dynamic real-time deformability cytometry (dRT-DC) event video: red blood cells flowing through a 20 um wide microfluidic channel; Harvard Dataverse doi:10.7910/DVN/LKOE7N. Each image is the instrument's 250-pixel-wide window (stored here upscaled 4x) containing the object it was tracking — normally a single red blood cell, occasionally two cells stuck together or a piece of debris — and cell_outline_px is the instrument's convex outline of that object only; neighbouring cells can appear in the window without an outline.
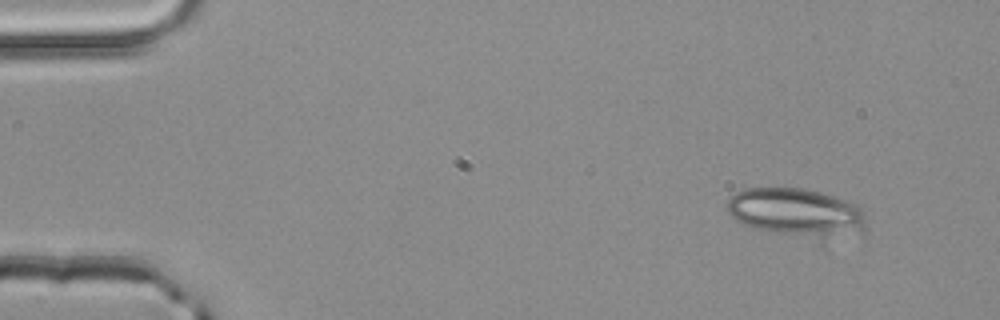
{"species": "common noctule bat (a hibernating species)", "species_latin": "Nyctalus noctula", "temperature_condition": "room temperature", "stored_images_in_passage": 4, "camera_frame_rate_fps": 3000, "um_per_image_px": 0.085, "animal": {"sex": "male", "body_mass_g": 20.4}, "frame": {"image": 1, "passage_image": 1, "time_ms": 0.0, "image_size_px": [1000, 320], "cell_outline_px": [[864, 240], [824, 248], [752, 228], [736, 220], [728, 212], [728, 200], [736, 192], [744, 188], [804, 188], [820, 192], [848, 200], [856, 204], [864, 212]], "centroid_in_image_um": [67.96, 18.29], "position_along_channel_um": 17.0, "area_um2": 43.58}}